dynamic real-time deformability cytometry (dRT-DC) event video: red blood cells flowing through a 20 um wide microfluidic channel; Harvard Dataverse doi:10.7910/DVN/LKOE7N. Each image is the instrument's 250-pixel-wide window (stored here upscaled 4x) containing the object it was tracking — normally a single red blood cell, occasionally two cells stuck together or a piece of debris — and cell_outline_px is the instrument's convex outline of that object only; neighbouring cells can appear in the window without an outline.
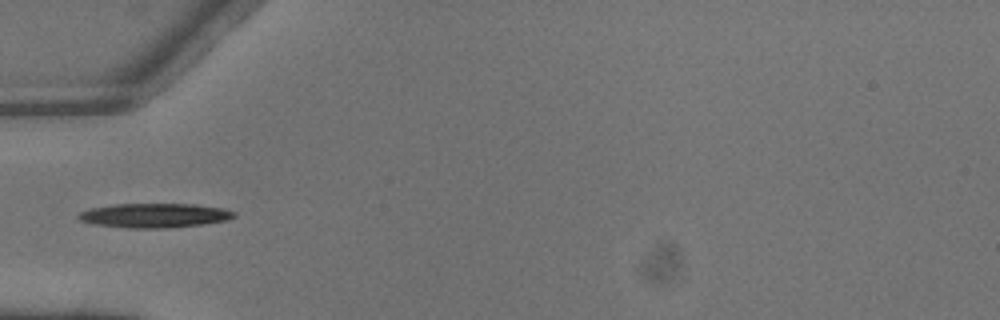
{"species": "common noctule bat (a hibernating species)", "species_latin": "Nyctalus noctula", "temperature_condition": "warm", "stored_images_in_passage": 5, "camera_frame_rate_fps": 3000, "um_per_image_px": 0.085, "animal": {"sex": "male", "body_mass_g": 13.3}, "frame": {"image": 1, "passage_image": 4, "time_ms": 1.0, "image_size_px": [1000, 320], "cell_outline_px": [[236, 216], [228, 220], [204, 224], [168, 228], [128, 228], [96, 224], [80, 220], [76, 216], [80, 212], [92, 208], [116, 204], [192, 204], [224, 208], [236, 212]], "centroid_in_image_um": [13.18, 18.31], "position_along_channel_um": 71.8, "area_um2": 22.02}}
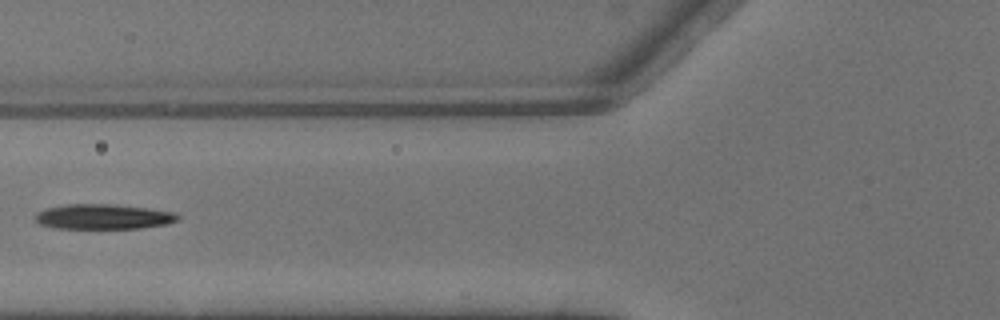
{"frame": {"image": 2, "passage_image": 5, "time_ms": 1.333, "image_size_px": [1000, 320], "cell_outline_px": [[180, 216], [176, 220], [168, 224], [140, 228], [56, 228], [40, 224], [36, 220], [36, 212], [48, 208], [68, 204], [116, 204], [148, 208], [176, 212]], "centroid_in_image_um": [8.82, 18.41], "position_along_channel_um": 117.0, "area_um2": 20.75}}